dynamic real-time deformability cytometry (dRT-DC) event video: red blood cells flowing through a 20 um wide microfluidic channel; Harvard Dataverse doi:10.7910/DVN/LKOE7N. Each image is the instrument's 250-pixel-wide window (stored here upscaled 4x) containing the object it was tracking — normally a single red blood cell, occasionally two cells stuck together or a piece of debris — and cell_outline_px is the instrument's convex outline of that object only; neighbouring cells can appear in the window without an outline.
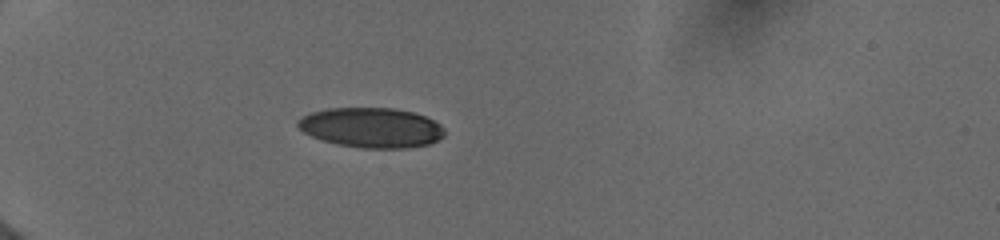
{"species": "human", "species_latin": "Homo sapiens", "temperature_condition": "cold", "stored_images_in_passage": 4, "camera_frame_rate_fps": 3000, "um_per_image_px": 0.085, "donor": {"sex": "female"}, "frame": {"image": 1, "passage_image": 1, "time_ms": 0.0, "image_size_px": [1000, 240], "cell_outline_px": [[444, 136], [428, 144], [404, 148], [364, 148], [340, 144], [324, 140], [312, 136], [304, 132], [296, 124], [296, 120], [312, 112], [328, 108], [392, 108], [412, 112], [424, 116], [440, 124], [444, 128]], "centroid_in_image_um": [31.57, 10.84], "position_along_channel_um": 53.4, "area_um2": 33.76}}